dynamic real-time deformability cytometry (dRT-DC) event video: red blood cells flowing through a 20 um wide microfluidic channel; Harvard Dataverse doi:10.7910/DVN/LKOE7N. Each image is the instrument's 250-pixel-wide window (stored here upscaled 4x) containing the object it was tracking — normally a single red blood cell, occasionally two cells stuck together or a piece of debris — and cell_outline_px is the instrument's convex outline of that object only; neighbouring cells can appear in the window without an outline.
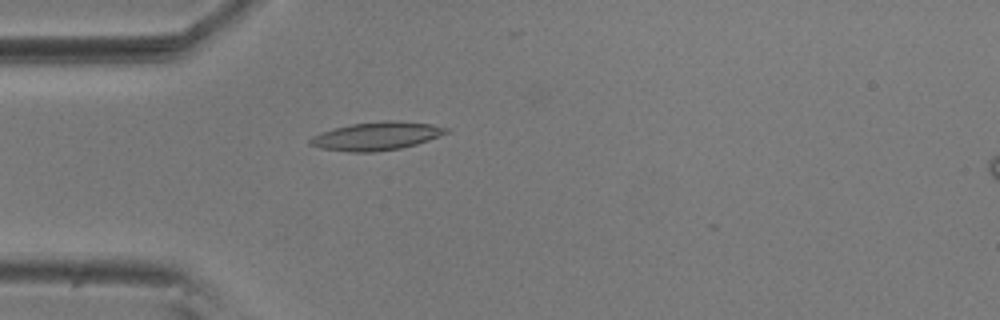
{"species": "common noctule bat (a hibernating species)", "species_latin": "Nyctalus noctula", "temperature_condition": "room temperature", "stored_images_in_passage": 51, "camera_frame_rate_fps": 3000, "um_per_image_px": 0.085, "animal": {"sex": "male", "body_mass_g": 20.5, "forearm_length_mm": 52.5}, "frame": {"image": 1, "passage_image": 15, "time_ms": 4.667, "image_size_px": [1000, 320], "cell_outline_px": [[452, 132], [416, 144], [400, 148], [372, 152], [348, 152], [320, 148], [308, 144], [308, 140], [312, 136], [320, 132], [352, 124], [384, 120], [392, 120], [432, 124], [448, 128]], "centroid_in_image_um": [32.01, 11.56], "position_along_channel_um": 53.0, "area_um2": 22.43}}
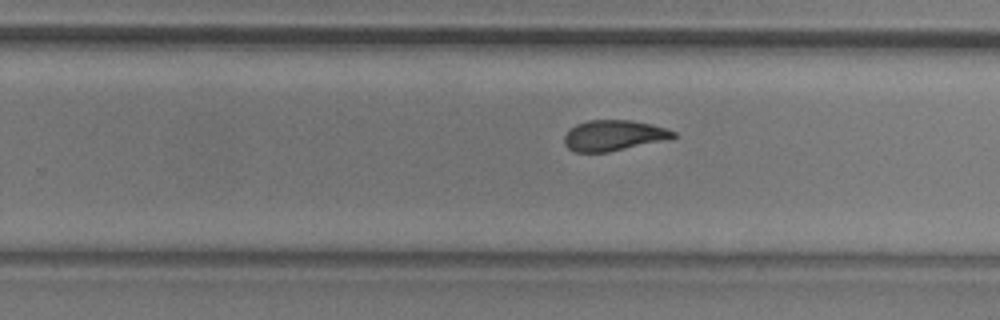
{"frame": {"image": 2, "passage_image": 34, "time_ms": 11.0, "image_size_px": [1000, 320], "cell_outline_px": [[676, 136], [672, 140], [608, 152], [576, 152], [568, 148], [564, 144], [564, 136], [568, 128], [576, 124], [588, 120], [632, 120], [652, 124], [668, 128], [676, 132]], "centroid_in_image_um": [52.21, 11.51], "position_along_channel_um": 277.6, "area_um2": 20.0}}
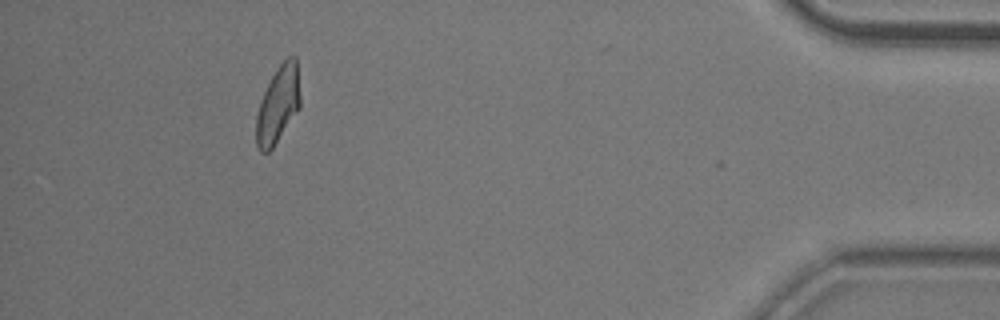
{"frame": {"image": 3, "passage_image": 50, "time_ms": 16.333, "image_size_px": [1000, 320], "cell_outline_px": [[300, 108], [272, 148], [268, 152], [260, 152], [256, 144], [256, 116], [260, 100], [276, 68], [288, 56], [296, 56], [300, 96]], "centroid_in_image_um": [23.63, 8.89], "position_along_channel_um": 411.6, "area_um2": 19.65}, "authors_computed_cell_mechanics": {"area_um2": 20.5768, "velocity_mm_per_s": 3.6452, "shape_relaxation_time_tau1_ms": 6.0601, "shape_relaxation_time_tau2_ms": 2.2051, "deformation_change_tau1": 0.1622, "deformation_change_tau2": 0.0828}}